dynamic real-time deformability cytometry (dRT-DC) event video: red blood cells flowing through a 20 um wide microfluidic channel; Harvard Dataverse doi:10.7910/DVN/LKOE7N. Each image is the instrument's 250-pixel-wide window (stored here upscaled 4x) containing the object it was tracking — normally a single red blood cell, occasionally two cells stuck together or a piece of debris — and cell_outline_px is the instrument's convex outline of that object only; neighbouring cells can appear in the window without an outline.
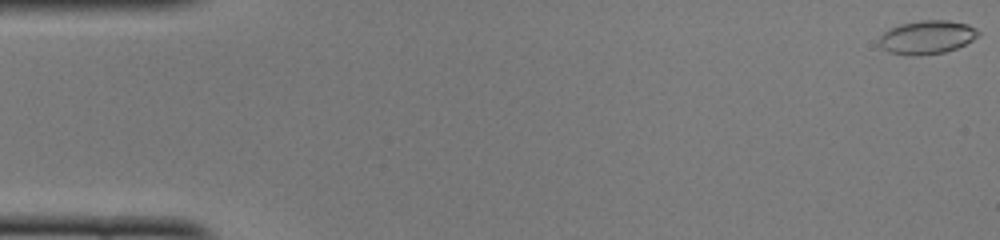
{"species": "common noctule bat (a hibernating species)", "species_latin": "Nyctalus noctula", "temperature_condition": "cold", "stored_images_in_passage": 14, "camera_frame_rate_fps": 3000, "um_per_image_px": 0.085, "animal": {"sex": "female", "body_mass_g": 22.0, "forearm_length_mm": 56.7}, "frame": {"image": 1, "passage_image": 1, "time_ms": 0.0, "image_size_px": [1000, 240], "cell_outline_px": [[980, 36], [956, 48], [944, 52], [916, 56], [912, 56], [888, 52], [880, 44], [880, 36], [888, 28], [900, 24], [920, 20], [948, 20], [968, 24], [976, 28], [980, 32]], "centroid_in_image_um": [78.81, 3.15], "position_along_channel_um": 6.2, "area_um2": 19.42}}